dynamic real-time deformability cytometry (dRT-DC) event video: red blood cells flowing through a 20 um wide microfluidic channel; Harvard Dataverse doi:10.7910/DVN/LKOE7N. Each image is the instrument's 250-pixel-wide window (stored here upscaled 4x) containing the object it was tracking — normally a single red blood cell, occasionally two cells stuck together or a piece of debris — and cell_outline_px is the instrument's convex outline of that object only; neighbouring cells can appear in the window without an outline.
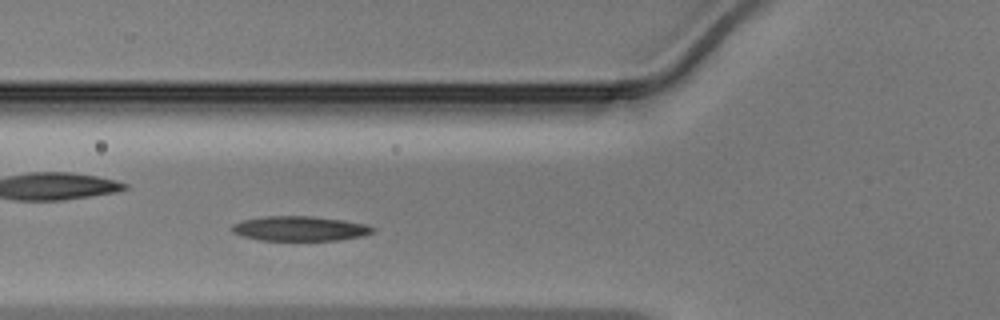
{"species": "Egyptian fruit bat (a non-hibernating species)", "species_latin": "Rousettus aegyptiacus", "temperature_condition": "warm", "stored_images_in_passage": 15, "camera_frame_rate_fps": 3000, "um_per_image_px": 0.085, "animal": {"sex": "male"}, "frame": {"image": 1, "passage_image": 7, "time_ms": 2.0, "image_size_px": [1000, 320], "cell_outline_px": [[376, 232], [364, 236], [340, 240], [260, 240], [240, 236], [232, 232], [228, 228], [232, 224], [240, 220], [264, 216], [312, 216], [344, 220], [368, 224], [376, 228]], "centroid_in_image_um": [25.49, 19.42], "position_along_channel_um": 100.3, "area_um2": 20.81}}
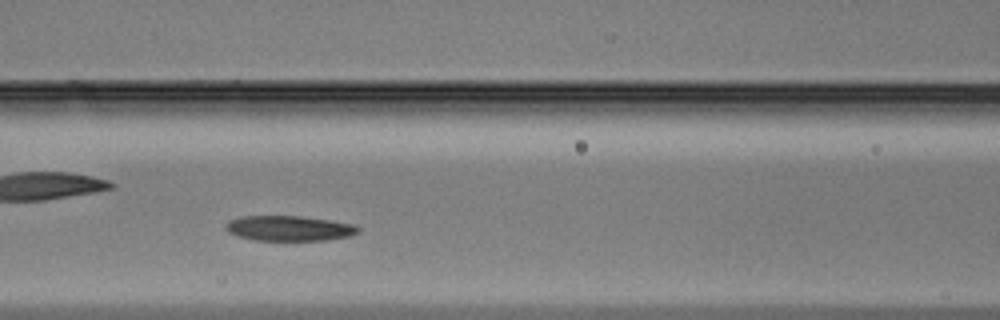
{"frame": {"image": 2, "passage_image": 10, "time_ms": 3.0, "image_size_px": [1000, 320], "cell_outline_px": [[360, 232], [352, 236], [328, 240], [252, 240], [236, 236], [228, 232], [224, 228], [224, 224], [228, 220], [240, 216], [300, 216], [332, 220], [356, 224], [360, 228]], "centroid_in_image_um": [24.59, 19.4], "position_along_channel_um": 142.0, "area_um2": 19.88}}